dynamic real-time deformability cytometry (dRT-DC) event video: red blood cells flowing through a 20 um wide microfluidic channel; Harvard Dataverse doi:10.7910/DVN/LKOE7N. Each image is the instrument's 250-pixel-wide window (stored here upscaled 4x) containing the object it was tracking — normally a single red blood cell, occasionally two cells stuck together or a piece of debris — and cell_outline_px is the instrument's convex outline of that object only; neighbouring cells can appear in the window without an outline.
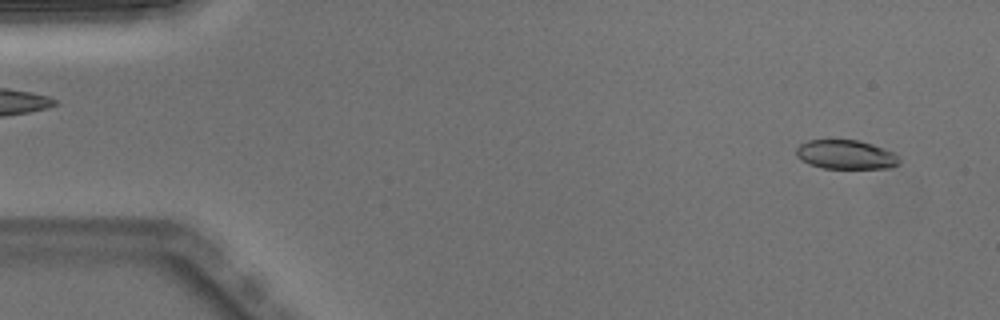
{"species": "Egyptian fruit bat (a non-hibernating species)", "species_latin": "Rousettus aegyptiacus", "temperature_condition": "warm", "stored_images_in_passage": 4, "camera_frame_rate_fps": 3000, "um_per_image_px": 0.085, "animal": {"sex": "male"}, "frame": {"image": 1, "passage_image": 1, "time_ms": 0.0, "image_size_px": [1000, 320], "cell_outline_px": [[900, 164], [892, 168], [824, 168], [808, 164], [800, 160], [796, 156], [796, 148], [800, 144], [808, 140], [860, 140], [896, 152], [900, 156]], "centroid_in_image_um": [71.94, 13.14], "position_along_channel_um": 13.1, "area_um2": 17.8}}
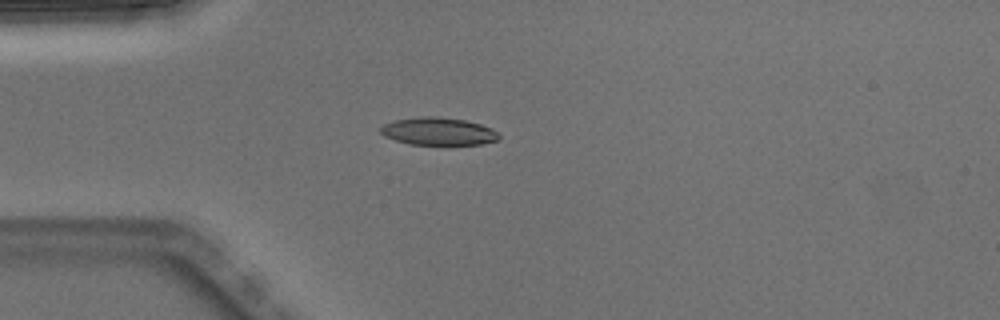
{"frame": {"image": 2, "passage_image": 4, "time_ms": 1.0, "image_size_px": [1000, 320], "cell_outline_px": [[500, 136], [496, 140], [480, 144], [408, 144], [384, 136], [380, 132], [380, 128], [384, 124], [392, 120], [424, 116], [436, 116], [464, 120], [480, 124], [492, 128]], "centroid_in_image_um": [37.22, 11.15], "position_along_channel_um": 47.8, "area_um2": 18.9}}